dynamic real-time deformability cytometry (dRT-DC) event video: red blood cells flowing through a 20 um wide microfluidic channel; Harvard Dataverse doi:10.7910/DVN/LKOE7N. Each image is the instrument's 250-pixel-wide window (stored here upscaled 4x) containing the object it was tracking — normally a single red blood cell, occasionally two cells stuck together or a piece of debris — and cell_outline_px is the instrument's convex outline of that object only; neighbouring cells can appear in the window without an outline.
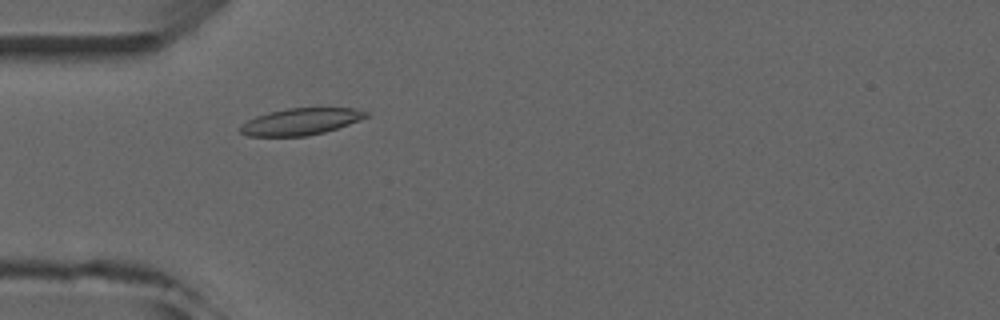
{"species": "common noctule bat (a hibernating species)", "species_latin": "Nyctalus noctula", "temperature_condition": "room temperature", "stored_images_in_passage": 4, "camera_frame_rate_fps": 3000, "um_per_image_px": 0.085, "animal": {"sex": "male", "forearm_length_mm": 52.5}, "frame": {"image": 1, "passage_image": 4, "time_ms": 3.333, "image_size_px": [1000, 320], "cell_outline_px": [[368, 116], [348, 124], [324, 132], [308, 136], [248, 136], [240, 132], [240, 128], [248, 120], [256, 116], [268, 112], [288, 108], [356, 108], [368, 112]], "centroid_in_image_um": [25.56, 10.33], "position_along_channel_um": 59.4, "area_um2": 19.36}}